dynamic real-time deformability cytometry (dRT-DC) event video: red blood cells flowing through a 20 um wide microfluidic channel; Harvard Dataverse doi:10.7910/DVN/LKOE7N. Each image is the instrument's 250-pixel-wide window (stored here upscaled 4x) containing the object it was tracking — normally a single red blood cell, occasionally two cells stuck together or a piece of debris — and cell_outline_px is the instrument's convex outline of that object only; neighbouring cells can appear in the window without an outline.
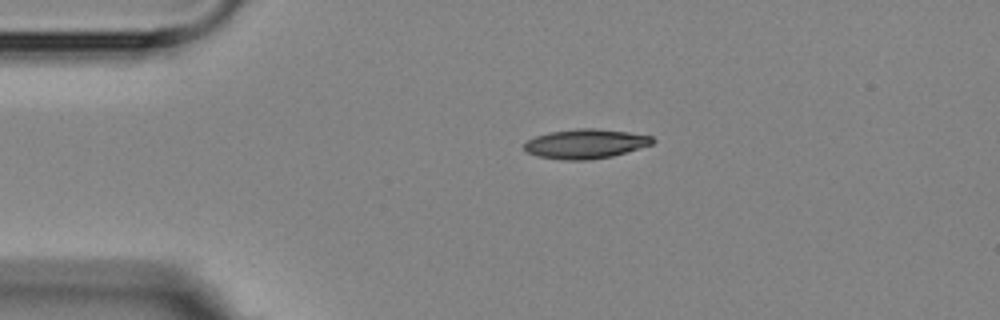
{"species": "Egyptian fruit bat (a non-hibernating species)", "species_latin": "Rousettus aegyptiacus", "temperature_condition": "room temperature", "stored_images_in_passage": 2, "camera_frame_rate_fps": 3000, "um_per_image_px": 0.085, "animal": {"sex": "female"}, "frame": {"image": 1, "passage_image": 1, "time_ms": 0.0, "image_size_px": [1000, 320], "cell_outline_px": [[656, 140], [652, 144], [612, 156], [588, 160], [564, 160], [536, 156], [528, 152], [524, 148], [524, 144], [528, 140], [536, 136], [548, 132], [580, 128], [596, 128], [628, 132], [652, 136]], "centroid_in_image_um": [49.77, 12.22], "position_along_channel_um": 35.2, "area_um2": 21.96}}